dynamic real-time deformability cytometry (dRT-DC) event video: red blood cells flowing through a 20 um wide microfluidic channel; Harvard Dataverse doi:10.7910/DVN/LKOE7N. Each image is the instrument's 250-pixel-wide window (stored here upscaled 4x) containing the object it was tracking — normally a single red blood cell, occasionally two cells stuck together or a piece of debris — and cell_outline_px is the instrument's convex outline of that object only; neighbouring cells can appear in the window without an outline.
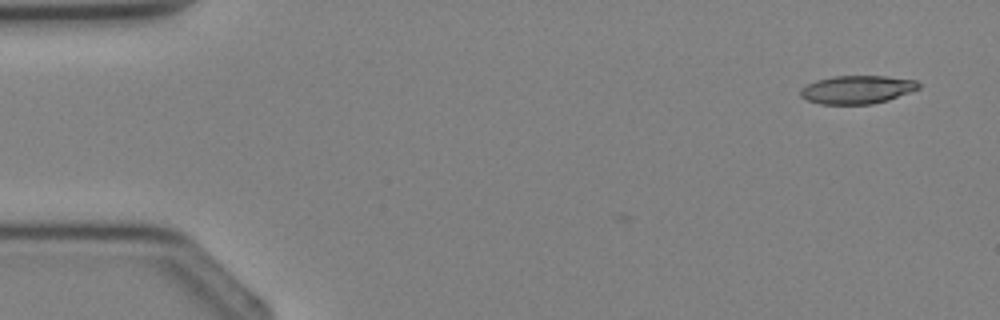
{"species": "Egyptian fruit bat (a non-hibernating species)", "species_latin": "Rousettus aegyptiacus", "temperature_condition": "cold", "stored_images_in_passage": 4, "segment_of_instrument_passage": [1, 2], "camera_frame_rate_fps": 3000, "um_per_image_px": 0.085, "animal": {"sex": "female"}, "frame": {"image": 1, "passage_image": 1, "time_ms": 0.0, "image_size_px": [1000, 320], "cell_outline_px": [[920, 88], [888, 100], [872, 104], [820, 104], [808, 100], [800, 96], [800, 88], [816, 80], [832, 76], [884, 76], [916, 80], [920, 84]], "centroid_in_image_um": [72.84, 7.61], "position_along_channel_um": 12.2, "area_um2": 19.42}}